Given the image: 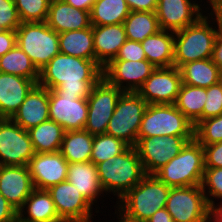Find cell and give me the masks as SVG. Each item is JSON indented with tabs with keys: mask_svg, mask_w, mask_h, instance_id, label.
<instances>
[{
	"mask_svg": "<svg viewBox=\"0 0 222 222\" xmlns=\"http://www.w3.org/2000/svg\"><path fill=\"white\" fill-rule=\"evenodd\" d=\"M96 60L58 53L39 71L38 85L58 96L87 98L103 77Z\"/></svg>",
	"mask_w": 222,
	"mask_h": 222,
	"instance_id": "1",
	"label": "cell"
},
{
	"mask_svg": "<svg viewBox=\"0 0 222 222\" xmlns=\"http://www.w3.org/2000/svg\"><path fill=\"white\" fill-rule=\"evenodd\" d=\"M170 189L155 175H146L117 201L120 202L118 211L130 220L147 222L154 213L166 207Z\"/></svg>",
	"mask_w": 222,
	"mask_h": 222,
	"instance_id": "2",
	"label": "cell"
},
{
	"mask_svg": "<svg viewBox=\"0 0 222 222\" xmlns=\"http://www.w3.org/2000/svg\"><path fill=\"white\" fill-rule=\"evenodd\" d=\"M96 167L104 192H113L118 200L146 176L138 152L131 146Z\"/></svg>",
	"mask_w": 222,
	"mask_h": 222,
	"instance_id": "3",
	"label": "cell"
},
{
	"mask_svg": "<svg viewBox=\"0 0 222 222\" xmlns=\"http://www.w3.org/2000/svg\"><path fill=\"white\" fill-rule=\"evenodd\" d=\"M215 20L218 29L212 28L208 16L202 15L193 24L174 32V67L211 58L220 27L219 19L216 17Z\"/></svg>",
	"mask_w": 222,
	"mask_h": 222,
	"instance_id": "4",
	"label": "cell"
},
{
	"mask_svg": "<svg viewBox=\"0 0 222 222\" xmlns=\"http://www.w3.org/2000/svg\"><path fill=\"white\" fill-rule=\"evenodd\" d=\"M205 170L203 146L194 138L154 175L169 187L201 185Z\"/></svg>",
	"mask_w": 222,
	"mask_h": 222,
	"instance_id": "5",
	"label": "cell"
},
{
	"mask_svg": "<svg viewBox=\"0 0 222 222\" xmlns=\"http://www.w3.org/2000/svg\"><path fill=\"white\" fill-rule=\"evenodd\" d=\"M16 44L40 71L60 53L59 36L46 22L21 23L16 30Z\"/></svg>",
	"mask_w": 222,
	"mask_h": 222,
	"instance_id": "6",
	"label": "cell"
},
{
	"mask_svg": "<svg viewBox=\"0 0 222 222\" xmlns=\"http://www.w3.org/2000/svg\"><path fill=\"white\" fill-rule=\"evenodd\" d=\"M194 136V124L174 104H148L138 137Z\"/></svg>",
	"mask_w": 222,
	"mask_h": 222,
	"instance_id": "7",
	"label": "cell"
},
{
	"mask_svg": "<svg viewBox=\"0 0 222 222\" xmlns=\"http://www.w3.org/2000/svg\"><path fill=\"white\" fill-rule=\"evenodd\" d=\"M147 105L148 103L137 92H122L106 133L135 147Z\"/></svg>",
	"mask_w": 222,
	"mask_h": 222,
	"instance_id": "8",
	"label": "cell"
},
{
	"mask_svg": "<svg viewBox=\"0 0 222 222\" xmlns=\"http://www.w3.org/2000/svg\"><path fill=\"white\" fill-rule=\"evenodd\" d=\"M194 136L138 137L135 146L146 175H154L178 155Z\"/></svg>",
	"mask_w": 222,
	"mask_h": 222,
	"instance_id": "9",
	"label": "cell"
},
{
	"mask_svg": "<svg viewBox=\"0 0 222 222\" xmlns=\"http://www.w3.org/2000/svg\"><path fill=\"white\" fill-rule=\"evenodd\" d=\"M165 208L174 222H208L210 207L201 185L172 187Z\"/></svg>",
	"mask_w": 222,
	"mask_h": 222,
	"instance_id": "10",
	"label": "cell"
},
{
	"mask_svg": "<svg viewBox=\"0 0 222 222\" xmlns=\"http://www.w3.org/2000/svg\"><path fill=\"white\" fill-rule=\"evenodd\" d=\"M122 91L110 85L103 77L93 86L88 101V115L84 130L91 135L106 133L109 120Z\"/></svg>",
	"mask_w": 222,
	"mask_h": 222,
	"instance_id": "11",
	"label": "cell"
},
{
	"mask_svg": "<svg viewBox=\"0 0 222 222\" xmlns=\"http://www.w3.org/2000/svg\"><path fill=\"white\" fill-rule=\"evenodd\" d=\"M34 154L28 130L0 118V166H26Z\"/></svg>",
	"mask_w": 222,
	"mask_h": 222,
	"instance_id": "12",
	"label": "cell"
},
{
	"mask_svg": "<svg viewBox=\"0 0 222 222\" xmlns=\"http://www.w3.org/2000/svg\"><path fill=\"white\" fill-rule=\"evenodd\" d=\"M63 222H93L92 204L68 180L47 190Z\"/></svg>",
	"mask_w": 222,
	"mask_h": 222,
	"instance_id": "13",
	"label": "cell"
},
{
	"mask_svg": "<svg viewBox=\"0 0 222 222\" xmlns=\"http://www.w3.org/2000/svg\"><path fill=\"white\" fill-rule=\"evenodd\" d=\"M155 68L147 59L111 60L103 67L102 74L110 85L116 86L122 92H137Z\"/></svg>",
	"mask_w": 222,
	"mask_h": 222,
	"instance_id": "14",
	"label": "cell"
},
{
	"mask_svg": "<svg viewBox=\"0 0 222 222\" xmlns=\"http://www.w3.org/2000/svg\"><path fill=\"white\" fill-rule=\"evenodd\" d=\"M181 84L179 68H155L137 93L148 104H174Z\"/></svg>",
	"mask_w": 222,
	"mask_h": 222,
	"instance_id": "15",
	"label": "cell"
},
{
	"mask_svg": "<svg viewBox=\"0 0 222 222\" xmlns=\"http://www.w3.org/2000/svg\"><path fill=\"white\" fill-rule=\"evenodd\" d=\"M69 163L60 151L35 153L27 164L35 189L48 190L67 180Z\"/></svg>",
	"mask_w": 222,
	"mask_h": 222,
	"instance_id": "16",
	"label": "cell"
},
{
	"mask_svg": "<svg viewBox=\"0 0 222 222\" xmlns=\"http://www.w3.org/2000/svg\"><path fill=\"white\" fill-rule=\"evenodd\" d=\"M88 115L87 98L58 96L49 90L50 120L66 131L84 130Z\"/></svg>",
	"mask_w": 222,
	"mask_h": 222,
	"instance_id": "17",
	"label": "cell"
},
{
	"mask_svg": "<svg viewBox=\"0 0 222 222\" xmlns=\"http://www.w3.org/2000/svg\"><path fill=\"white\" fill-rule=\"evenodd\" d=\"M191 0H158L156 16L162 30L176 32L196 22L203 14Z\"/></svg>",
	"mask_w": 222,
	"mask_h": 222,
	"instance_id": "18",
	"label": "cell"
},
{
	"mask_svg": "<svg viewBox=\"0 0 222 222\" xmlns=\"http://www.w3.org/2000/svg\"><path fill=\"white\" fill-rule=\"evenodd\" d=\"M34 185L26 166H0V194L19 211Z\"/></svg>",
	"mask_w": 222,
	"mask_h": 222,
	"instance_id": "19",
	"label": "cell"
},
{
	"mask_svg": "<svg viewBox=\"0 0 222 222\" xmlns=\"http://www.w3.org/2000/svg\"><path fill=\"white\" fill-rule=\"evenodd\" d=\"M11 119L24 130L48 121L50 119L49 90L36 84Z\"/></svg>",
	"mask_w": 222,
	"mask_h": 222,
	"instance_id": "20",
	"label": "cell"
},
{
	"mask_svg": "<svg viewBox=\"0 0 222 222\" xmlns=\"http://www.w3.org/2000/svg\"><path fill=\"white\" fill-rule=\"evenodd\" d=\"M46 23L58 34L81 30L91 26L90 11L74 8L64 0H51Z\"/></svg>",
	"mask_w": 222,
	"mask_h": 222,
	"instance_id": "21",
	"label": "cell"
},
{
	"mask_svg": "<svg viewBox=\"0 0 222 222\" xmlns=\"http://www.w3.org/2000/svg\"><path fill=\"white\" fill-rule=\"evenodd\" d=\"M95 60L103 68L115 59L120 47L126 42L123 23L92 26Z\"/></svg>",
	"mask_w": 222,
	"mask_h": 222,
	"instance_id": "22",
	"label": "cell"
},
{
	"mask_svg": "<svg viewBox=\"0 0 222 222\" xmlns=\"http://www.w3.org/2000/svg\"><path fill=\"white\" fill-rule=\"evenodd\" d=\"M35 85L31 79L0 72V118H11Z\"/></svg>",
	"mask_w": 222,
	"mask_h": 222,
	"instance_id": "23",
	"label": "cell"
},
{
	"mask_svg": "<svg viewBox=\"0 0 222 222\" xmlns=\"http://www.w3.org/2000/svg\"><path fill=\"white\" fill-rule=\"evenodd\" d=\"M25 213L28 214L26 217ZM18 222L63 221L58 216L51 194L47 190L34 189L18 211Z\"/></svg>",
	"mask_w": 222,
	"mask_h": 222,
	"instance_id": "24",
	"label": "cell"
},
{
	"mask_svg": "<svg viewBox=\"0 0 222 222\" xmlns=\"http://www.w3.org/2000/svg\"><path fill=\"white\" fill-rule=\"evenodd\" d=\"M67 180L92 204L104 192L96 165L89 162L69 163ZM101 193V194H100ZM97 198V199H96Z\"/></svg>",
	"mask_w": 222,
	"mask_h": 222,
	"instance_id": "25",
	"label": "cell"
},
{
	"mask_svg": "<svg viewBox=\"0 0 222 222\" xmlns=\"http://www.w3.org/2000/svg\"><path fill=\"white\" fill-rule=\"evenodd\" d=\"M170 32V34L168 33ZM146 59L156 68L173 67L174 32L159 30L141 42Z\"/></svg>",
	"mask_w": 222,
	"mask_h": 222,
	"instance_id": "26",
	"label": "cell"
},
{
	"mask_svg": "<svg viewBox=\"0 0 222 222\" xmlns=\"http://www.w3.org/2000/svg\"><path fill=\"white\" fill-rule=\"evenodd\" d=\"M182 83L208 88L222 81V70L210 59L188 62L180 68Z\"/></svg>",
	"mask_w": 222,
	"mask_h": 222,
	"instance_id": "27",
	"label": "cell"
},
{
	"mask_svg": "<svg viewBox=\"0 0 222 222\" xmlns=\"http://www.w3.org/2000/svg\"><path fill=\"white\" fill-rule=\"evenodd\" d=\"M60 53L95 60L92 25L81 30L59 33Z\"/></svg>",
	"mask_w": 222,
	"mask_h": 222,
	"instance_id": "28",
	"label": "cell"
},
{
	"mask_svg": "<svg viewBox=\"0 0 222 222\" xmlns=\"http://www.w3.org/2000/svg\"><path fill=\"white\" fill-rule=\"evenodd\" d=\"M207 88L181 84L174 103L194 127L203 120V109L207 98Z\"/></svg>",
	"mask_w": 222,
	"mask_h": 222,
	"instance_id": "29",
	"label": "cell"
},
{
	"mask_svg": "<svg viewBox=\"0 0 222 222\" xmlns=\"http://www.w3.org/2000/svg\"><path fill=\"white\" fill-rule=\"evenodd\" d=\"M28 133L35 153H53L60 151L65 130L49 119L30 128Z\"/></svg>",
	"mask_w": 222,
	"mask_h": 222,
	"instance_id": "30",
	"label": "cell"
},
{
	"mask_svg": "<svg viewBox=\"0 0 222 222\" xmlns=\"http://www.w3.org/2000/svg\"><path fill=\"white\" fill-rule=\"evenodd\" d=\"M94 136L86 130L66 131L60 152L68 163L89 162Z\"/></svg>",
	"mask_w": 222,
	"mask_h": 222,
	"instance_id": "31",
	"label": "cell"
},
{
	"mask_svg": "<svg viewBox=\"0 0 222 222\" xmlns=\"http://www.w3.org/2000/svg\"><path fill=\"white\" fill-rule=\"evenodd\" d=\"M125 0H96L90 11L92 26L121 24L130 14Z\"/></svg>",
	"mask_w": 222,
	"mask_h": 222,
	"instance_id": "32",
	"label": "cell"
},
{
	"mask_svg": "<svg viewBox=\"0 0 222 222\" xmlns=\"http://www.w3.org/2000/svg\"><path fill=\"white\" fill-rule=\"evenodd\" d=\"M123 25L126 38L140 43L161 30L155 12L131 11Z\"/></svg>",
	"mask_w": 222,
	"mask_h": 222,
	"instance_id": "33",
	"label": "cell"
},
{
	"mask_svg": "<svg viewBox=\"0 0 222 222\" xmlns=\"http://www.w3.org/2000/svg\"><path fill=\"white\" fill-rule=\"evenodd\" d=\"M0 72L25 77L36 84L39 81V71L17 44L0 57Z\"/></svg>",
	"mask_w": 222,
	"mask_h": 222,
	"instance_id": "34",
	"label": "cell"
},
{
	"mask_svg": "<svg viewBox=\"0 0 222 222\" xmlns=\"http://www.w3.org/2000/svg\"><path fill=\"white\" fill-rule=\"evenodd\" d=\"M129 145L107 133L95 135L90 161L95 165L123 153Z\"/></svg>",
	"mask_w": 222,
	"mask_h": 222,
	"instance_id": "35",
	"label": "cell"
},
{
	"mask_svg": "<svg viewBox=\"0 0 222 222\" xmlns=\"http://www.w3.org/2000/svg\"><path fill=\"white\" fill-rule=\"evenodd\" d=\"M51 0H14L22 23L46 22Z\"/></svg>",
	"mask_w": 222,
	"mask_h": 222,
	"instance_id": "36",
	"label": "cell"
},
{
	"mask_svg": "<svg viewBox=\"0 0 222 222\" xmlns=\"http://www.w3.org/2000/svg\"><path fill=\"white\" fill-rule=\"evenodd\" d=\"M194 138L201 145L222 142V115L200 121L194 127Z\"/></svg>",
	"mask_w": 222,
	"mask_h": 222,
	"instance_id": "37",
	"label": "cell"
},
{
	"mask_svg": "<svg viewBox=\"0 0 222 222\" xmlns=\"http://www.w3.org/2000/svg\"><path fill=\"white\" fill-rule=\"evenodd\" d=\"M201 187L205 194L208 206H215V202L209 197L212 196L215 199H222V168H205Z\"/></svg>",
	"mask_w": 222,
	"mask_h": 222,
	"instance_id": "38",
	"label": "cell"
},
{
	"mask_svg": "<svg viewBox=\"0 0 222 222\" xmlns=\"http://www.w3.org/2000/svg\"><path fill=\"white\" fill-rule=\"evenodd\" d=\"M203 120L222 115V81L207 88Z\"/></svg>",
	"mask_w": 222,
	"mask_h": 222,
	"instance_id": "39",
	"label": "cell"
},
{
	"mask_svg": "<svg viewBox=\"0 0 222 222\" xmlns=\"http://www.w3.org/2000/svg\"><path fill=\"white\" fill-rule=\"evenodd\" d=\"M21 23L14 0H0V25L16 31Z\"/></svg>",
	"mask_w": 222,
	"mask_h": 222,
	"instance_id": "40",
	"label": "cell"
},
{
	"mask_svg": "<svg viewBox=\"0 0 222 222\" xmlns=\"http://www.w3.org/2000/svg\"><path fill=\"white\" fill-rule=\"evenodd\" d=\"M145 59L146 55L141 43L127 39L113 60L140 61Z\"/></svg>",
	"mask_w": 222,
	"mask_h": 222,
	"instance_id": "41",
	"label": "cell"
},
{
	"mask_svg": "<svg viewBox=\"0 0 222 222\" xmlns=\"http://www.w3.org/2000/svg\"><path fill=\"white\" fill-rule=\"evenodd\" d=\"M202 146L205 168H222V142Z\"/></svg>",
	"mask_w": 222,
	"mask_h": 222,
	"instance_id": "42",
	"label": "cell"
},
{
	"mask_svg": "<svg viewBox=\"0 0 222 222\" xmlns=\"http://www.w3.org/2000/svg\"><path fill=\"white\" fill-rule=\"evenodd\" d=\"M0 222H18V211L1 194Z\"/></svg>",
	"mask_w": 222,
	"mask_h": 222,
	"instance_id": "43",
	"label": "cell"
},
{
	"mask_svg": "<svg viewBox=\"0 0 222 222\" xmlns=\"http://www.w3.org/2000/svg\"><path fill=\"white\" fill-rule=\"evenodd\" d=\"M130 11L155 12L158 0H125Z\"/></svg>",
	"mask_w": 222,
	"mask_h": 222,
	"instance_id": "44",
	"label": "cell"
},
{
	"mask_svg": "<svg viewBox=\"0 0 222 222\" xmlns=\"http://www.w3.org/2000/svg\"><path fill=\"white\" fill-rule=\"evenodd\" d=\"M16 45V31L6 30L0 34V57Z\"/></svg>",
	"mask_w": 222,
	"mask_h": 222,
	"instance_id": "45",
	"label": "cell"
},
{
	"mask_svg": "<svg viewBox=\"0 0 222 222\" xmlns=\"http://www.w3.org/2000/svg\"><path fill=\"white\" fill-rule=\"evenodd\" d=\"M211 60L222 70V26L220 25L214 43Z\"/></svg>",
	"mask_w": 222,
	"mask_h": 222,
	"instance_id": "46",
	"label": "cell"
},
{
	"mask_svg": "<svg viewBox=\"0 0 222 222\" xmlns=\"http://www.w3.org/2000/svg\"><path fill=\"white\" fill-rule=\"evenodd\" d=\"M147 222H174L166 208L158 210Z\"/></svg>",
	"mask_w": 222,
	"mask_h": 222,
	"instance_id": "47",
	"label": "cell"
},
{
	"mask_svg": "<svg viewBox=\"0 0 222 222\" xmlns=\"http://www.w3.org/2000/svg\"><path fill=\"white\" fill-rule=\"evenodd\" d=\"M74 8L82 9L84 11H91L92 6L96 0H64Z\"/></svg>",
	"mask_w": 222,
	"mask_h": 222,
	"instance_id": "48",
	"label": "cell"
},
{
	"mask_svg": "<svg viewBox=\"0 0 222 222\" xmlns=\"http://www.w3.org/2000/svg\"><path fill=\"white\" fill-rule=\"evenodd\" d=\"M212 219L213 222H222V204L218 207L215 205L209 208L208 222H212Z\"/></svg>",
	"mask_w": 222,
	"mask_h": 222,
	"instance_id": "49",
	"label": "cell"
},
{
	"mask_svg": "<svg viewBox=\"0 0 222 222\" xmlns=\"http://www.w3.org/2000/svg\"><path fill=\"white\" fill-rule=\"evenodd\" d=\"M212 12L215 14L213 17H217L220 21V25L222 26V5H212Z\"/></svg>",
	"mask_w": 222,
	"mask_h": 222,
	"instance_id": "50",
	"label": "cell"
},
{
	"mask_svg": "<svg viewBox=\"0 0 222 222\" xmlns=\"http://www.w3.org/2000/svg\"><path fill=\"white\" fill-rule=\"evenodd\" d=\"M118 216H120V220H119V222H137V221H133V220H130V219H128V218H126L123 214H121L120 212H119V215Z\"/></svg>",
	"mask_w": 222,
	"mask_h": 222,
	"instance_id": "51",
	"label": "cell"
},
{
	"mask_svg": "<svg viewBox=\"0 0 222 222\" xmlns=\"http://www.w3.org/2000/svg\"><path fill=\"white\" fill-rule=\"evenodd\" d=\"M213 5H222V0H216Z\"/></svg>",
	"mask_w": 222,
	"mask_h": 222,
	"instance_id": "52",
	"label": "cell"
},
{
	"mask_svg": "<svg viewBox=\"0 0 222 222\" xmlns=\"http://www.w3.org/2000/svg\"><path fill=\"white\" fill-rule=\"evenodd\" d=\"M4 31H6V29L2 25H0V34L3 33Z\"/></svg>",
	"mask_w": 222,
	"mask_h": 222,
	"instance_id": "53",
	"label": "cell"
},
{
	"mask_svg": "<svg viewBox=\"0 0 222 222\" xmlns=\"http://www.w3.org/2000/svg\"><path fill=\"white\" fill-rule=\"evenodd\" d=\"M216 0H209L207 1L210 5H213V3L215 2Z\"/></svg>",
	"mask_w": 222,
	"mask_h": 222,
	"instance_id": "54",
	"label": "cell"
}]
</instances>
